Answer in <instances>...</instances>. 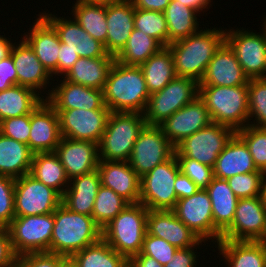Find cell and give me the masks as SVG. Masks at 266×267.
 Instances as JSON below:
<instances>
[{
	"label": "cell",
	"instance_id": "obj_35",
	"mask_svg": "<svg viewBox=\"0 0 266 267\" xmlns=\"http://www.w3.org/2000/svg\"><path fill=\"white\" fill-rule=\"evenodd\" d=\"M43 100L34 90L20 85L0 91V122L31 114Z\"/></svg>",
	"mask_w": 266,
	"mask_h": 267
},
{
	"label": "cell",
	"instance_id": "obj_30",
	"mask_svg": "<svg viewBox=\"0 0 266 267\" xmlns=\"http://www.w3.org/2000/svg\"><path fill=\"white\" fill-rule=\"evenodd\" d=\"M215 248L227 267H266V241L220 240Z\"/></svg>",
	"mask_w": 266,
	"mask_h": 267
},
{
	"label": "cell",
	"instance_id": "obj_46",
	"mask_svg": "<svg viewBox=\"0 0 266 267\" xmlns=\"http://www.w3.org/2000/svg\"><path fill=\"white\" fill-rule=\"evenodd\" d=\"M180 171L188 176L200 189H206L214 178L213 167L185 156H176Z\"/></svg>",
	"mask_w": 266,
	"mask_h": 267
},
{
	"label": "cell",
	"instance_id": "obj_12",
	"mask_svg": "<svg viewBox=\"0 0 266 267\" xmlns=\"http://www.w3.org/2000/svg\"><path fill=\"white\" fill-rule=\"evenodd\" d=\"M175 147L157 125H145L140 131L128 160L134 171L143 177L157 165L170 159Z\"/></svg>",
	"mask_w": 266,
	"mask_h": 267
},
{
	"label": "cell",
	"instance_id": "obj_52",
	"mask_svg": "<svg viewBox=\"0 0 266 267\" xmlns=\"http://www.w3.org/2000/svg\"><path fill=\"white\" fill-rule=\"evenodd\" d=\"M16 261L8 228L0 226V267H16Z\"/></svg>",
	"mask_w": 266,
	"mask_h": 267
},
{
	"label": "cell",
	"instance_id": "obj_54",
	"mask_svg": "<svg viewBox=\"0 0 266 267\" xmlns=\"http://www.w3.org/2000/svg\"><path fill=\"white\" fill-rule=\"evenodd\" d=\"M17 85V72L11 55L0 61V91Z\"/></svg>",
	"mask_w": 266,
	"mask_h": 267
},
{
	"label": "cell",
	"instance_id": "obj_20",
	"mask_svg": "<svg viewBox=\"0 0 266 267\" xmlns=\"http://www.w3.org/2000/svg\"><path fill=\"white\" fill-rule=\"evenodd\" d=\"M62 79L58 81L56 78L58 83L51 86V93L46 99L55 110H109L104 104L103 90L74 84L63 77Z\"/></svg>",
	"mask_w": 266,
	"mask_h": 267
},
{
	"label": "cell",
	"instance_id": "obj_41",
	"mask_svg": "<svg viewBox=\"0 0 266 267\" xmlns=\"http://www.w3.org/2000/svg\"><path fill=\"white\" fill-rule=\"evenodd\" d=\"M129 203L112 189L100 186L92 212L96 225L102 230L114 219Z\"/></svg>",
	"mask_w": 266,
	"mask_h": 267
},
{
	"label": "cell",
	"instance_id": "obj_45",
	"mask_svg": "<svg viewBox=\"0 0 266 267\" xmlns=\"http://www.w3.org/2000/svg\"><path fill=\"white\" fill-rule=\"evenodd\" d=\"M264 172L237 174L226 179L238 199L262 195Z\"/></svg>",
	"mask_w": 266,
	"mask_h": 267
},
{
	"label": "cell",
	"instance_id": "obj_28",
	"mask_svg": "<svg viewBox=\"0 0 266 267\" xmlns=\"http://www.w3.org/2000/svg\"><path fill=\"white\" fill-rule=\"evenodd\" d=\"M262 172L257 169L246 143L235 133L228 141L213 167L218 179H228L237 174Z\"/></svg>",
	"mask_w": 266,
	"mask_h": 267
},
{
	"label": "cell",
	"instance_id": "obj_33",
	"mask_svg": "<svg viewBox=\"0 0 266 267\" xmlns=\"http://www.w3.org/2000/svg\"><path fill=\"white\" fill-rule=\"evenodd\" d=\"M32 157L27 144L0 133V175L18 179L30 173Z\"/></svg>",
	"mask_w": 266,
	"mask_h": 267
},
{
	"label": "cell",
	"instance_id": "obj_14",
	"mask_svg": "<svg viewBox=\"0 0 266 267\" xmlns=\"http://www.w3.org/2000/svg\"><path fill=\"white\" fill-rule=\"evenodd\" d=\"M176 217L201 240L217 244L221 233L214 227L212 205L206 189H199L190 197L178 199L172 209Z\"/></svg>",
	"mask_w": 266,
	"mask_h": 267
},
{
	"label": "cell",
	"instance_id": "obj_6",
	"mask_svg": "<svg viewBox=\"0 0 266 267\" xmlns=\"http://www.w3.org/2000/svg\"><path fill=\"white\" fill-rule=\"evenodd\" d=\"M146 125L144 114L111 112L98 144L99 159L128 161L140 131Z\"/></svg>",
	"mask_w": 266,
	"mask_h": 267
},
{
	"label": "cell",
	"instance_id": "obj_62",
	"mask_svg": "<svg viewBox=\"0 0 266 267\" xmlns=\"http://www.w3.org/2000/svg\"><path fill=\"white\" fill-rule=\"evenodd\" d=\"M262 199L266 206V174H264L263 186H262Z\"/></svg>",
	"mask_w": 266,
	"mask_h": 267
},
{
	"label": "cell",
	"instance_id": "obj_18",
	"mask_svg": "<svg viewBox=\"0 0 266 267\" xmlns=\"http://www.w3.org/2000/svg\"><path fill=\"white\" fill-rule=\"evenodd\" d=\"M10 55L17 72V85L34 90L46 100L51 90L47 91L45 89L49 88L47 86L52 83L54 84L55 79L38 60L29 44L23 38L18 42H14Z\"/></svg>",
	"mask_w": 266,
	"mask_h": 267
},
{
	"label": "cell",
	"instance_id": "obj_32",
	"mask_svg": "<svg viewBox=\"0 0 266 267\" xmlns=\"http://www.w3.org/2000/svg\"><path fill=\"white\" fill-rule=\"evenodd\" d=\"M206 190L211 200L214 227L223 234L233 222L239 199L224 179L214 177Z\"/></svg>",
	"mask_w": 266,
	"mask_h": 267
},
{
	"label": "cell",
	"instance_id": "obj_42",
	"mask_svg": "<svg viewBox=\"0 0 266 267\" xmlns=\"http://www.w3.org/2000/svg\"><path fill=\"white\" fill-rule=\"evenodd\" d=\"M134 28L168 46V26L163 12L135 8Z\"/></svg>",
	"mask_w": 266,
	"mask_h": 267
},
{
	"label": "cell",
	"instance_id": "obj_61",
	"mask_svg": "<svg viewBox=\"0 0 266 267\" xmlns=\"http://www.w3.org/2000/svg\"><path fill=\"white\" fill-rule=\"evenodd\" d=\"M60 267H78L71 257H67L60 265Z\"/></svg>",
	"mask_w": 266,
	"mask_h": 267
},
{
	"label": "cell",
	"instance_id": "obj_58",
	"mask_svg": "<svg viewBox=\"0 0 266 267\" xmlns=\"http://www.w3.org/2000/svg\"><path fill=\"white\" fill-rule=\"evenodd\" d=\"M176 1H179L180 3H182L187 7L197 10L201 14V12L202 13L207 12L208 8L210 9V7L212 6L211 1L213 0H176Z\"/></svg>",
	"mask_w": 266,
	"mask_h": 267
},
{
	"label": "cell",
	"instance_id": "obj_50",
	"mask_svg": "<svg viewBox=\"0 0 266 267\" xmlns=\"http://www.w3.org/2000/svg\"><path fill=\"white\" fill-rule=\"evenodd\" d=\"M67 257L51 252H32L17 256L16 267H60Z\"/></svg>",
	"mask_w": 266,
	"mask_h": 267
},
{
	"label": "cell",
	"instance_id": "obj_22",
	"mask_svg": "<svg viewBox=\"0 0 266 267\" xmlns=\"http://www.w3.org/2000/svg\"><path fill=\"white\" fill-rule=\"evenodd\" d=\"M55 153L58 155L69 180L97 169L100 161L98 144L91 141L62 137Z\"/></svg>",
	"mask_w": 266,
	"mask_h": 267
},
{
	"label": "cell",
	"instance_id": "obj_2",
	"mask_svg": "<svg viewBox=\"0 0 266 267\" xmlns=\"http://www.w3.org/2000/svg\"><path fill=\"white\" fill-rule=\"evenodd\" d=\"M149 92L139 66H127L114 61L103 88L104 104L111 112L144 114Z\"/></svg>",
	"mask_w": 266,
	"mask_h": 267
},
{
	"label": "cell",
	"instance_id": "obj_59",
	"mask_svg": "<svg viewBox=\"0 0 266 267\" xmlns=\"http://www.w3.org/2000/svg\"><path fill=\"white\" fill-rule=\"evenodd\" d=\"M12 40V41H11ZM13 40L4 35H0V61L10 55Z\"/></svg>",
	"mask_w": 266,
	"mask_h": 267
},
{
	"label": "cell",
	"instance_id": "obj_55",
	"mask_svg": "<svg viewBox=\"0 0 266 267\" xmlns=\"http://www.w3.org/2000/svg\"><path fill=\"white\" fill-rule=\"evenodd\" d=\"M175 194L178 199L190 197L200 188L181 171L177 174L174 183Z\"/></svg>",
	"mask_w": 266,
	"mask_h": 267
},
{
	"label": "cell",
	"instance_id": "obj_4",
	"mask_svg": "<svg viewBox=\"0 0 266 267\" xmlns=\"http://www.w3.org/2000/svg\"><path fill=\"white\" fill-rule=\"evenodd\" d=\"M199 97L213 123L230 127L235 132L249 125L248 85L199 86Z\"/></svg>",
	"mask_w": 266,
	"mask_h": 267
},
{
	"label": "cell",
	"instance_id": "obj_25",
	"mask_svg": "<svg viewBox=\"0 0 266 267\" xmlns=\"http://www.w3.org/2000/svg\"><path fill=\"white\" fill-rule=\"evenodd\" d=\"M147 233L177 248L194 247L201 241L172 210H148Z\"/></svg>",
	"mask_w": 266,
	"mask_h": 267
},
{
	"label": "cell",
	"instance_id": "obj_27",
	"mask_svg": "<svg viewBox=\"0 0 266 267\" xmlns=\"http://www.w3.org/2000/svg\"><path fill=\"white\" fill-rule=\"evenodd\" d=\"M135 7L131 0L106 4V52L116 56L126 45L134 29Z\"/></svg>",
	"mask_w": 266,
	"mask_h": 267
},
{
	"label": "cell",
	"instance_id": "obj_48",
	"mask_svg": "<svg viewBox=\"0 0 266 267\" xmlns=\"http://www.w3.org/2000/svg\"><path fill=\"white\" fill-rule=\"evenodd\" d=\"M15 179L0 175V226L8 227L15 218Z\"/></svg>",
	"mask_w": 266,
	"mask_h": 267
},
{
	"label": "cell",
	"instance_id": "obj_31",
	"mask_svg": "<svg viewBox=\"0 0 266 267\" xmlns=\"http://www.w3.org/2000/svg\"><path fill=\"white\" fill-rule=\"evenodd\" d=\"M115 57L83 58L79 57L63 78L71 83L103 90L107 76Z\"/></svg>",
	"mask_w": 266,
	"mask_h": 267
},
{
	"label": "cell",
	"instance_id": "obj_57",
	"mask_svg": "<svg viewBox=\"0 0 266 267\" xmlns=\"http://www.w3.org/2000/svg\"><path fill=\"white\" fill-rule=\"evenodd\" d=\"M129 267H164L148 255H135L129 260Z\"/></svg>",
	"mask_w": 266,
	"mask_h": 267
},
{
	"label": "cell",
	"instance_id": "obj_56",
	"mask_svg": "<svg viewBox=\"0 0 266 267\" xmlns=\"http://www.w3.org/2000/svg\"><path fill=\"white\" fill-rule=\"evenodd\" d=\"M134 7L143 10L164 12L171 0H131Z\"/></svg>",
	"mask_w": 266,
	"mask_h": 267
},
{
	"label": "cell",
	"instance_id": "obj_53",
	"mask_svg": "<svg viewBox=\"0 0 266 267\" xmlns=\"http://www.w3.org/2000/svg\"><path fill=\"white\" fill-rule=\"evenodd\" d=\"M78 59L79 56L76 52L67 48L64 43H61L58 55V68L51 74L52 77L54 76V78L57 77L58 79V76L63 77L70 71Z\"/></svg>",
	"mask_w": 266,
	"mask_h": 267
},
{
	"label": "cell",
	"instance_id": "obj_13",
	"mask_svg": "<svg viewBox=\"0 0 266 267\" xmlns=\"http://www.w3.org/2000/svg\"><path fill=\"white\" fill-rule=\"evenodd\" d=\"M62 204V196L30 173L15 179V216L53 213Z\"/></svg>",
	"mask_w": 266,
	"mask_h": 267
},
{
	"label": "cell",
	"instance_id": "obj_24",
	"mask_svg": "<svg viewBox=\"0 0 266 267\" xmlns=\"http://www.w3.org/2000/svg\"><path fill=\"white\" fill-rule=\"evenodd\" d=\"M249 78L244 73L233 51L224 42L208 64L199 86L234 87L248 85Z\"/></svg>",
	"mask_w": 266,
	"mask_h": 267
},
{
	"label": "cell",
	"instance_id": "obj_15",
	"mask_svg": "<svg viewBox=\"0 0 266 267\" xmlns=\"http://www.w3.org/2000/svg\"><path fill=\"white\" fill-rule=\"evenodd\" d=\"M221 240L266 241V206L262 196L238 200L233 222Z\"/></svg>",
	"mask_w": 266,
	"mask_h": 267
},
{
	"label": "cell",
	"instance_id": "obj_16",
	"mask_svg": "<svg viewBox=\"0 0 266 267\" xmlns=\"http://www.w3.org/2000/svg\"><path fill=\"white\" fill-rule=\"evenodd\" d=\"M62 137L99 144L106 129L110 110H55Z\"/></svg>",
	"mask_w": 266,
	"mask_h": 267
},
{
	"label": "cell",
	"instance_id": "obj_26",
	"mask_svg": "<svg viewBox=\"0 0 266 267\" xmlns=\"http://www.w3.org/2000/svg\"><path fill=\"white\" fill-rule=\"evenodd\" d=\"M23 31V38L32 48L38 60L52 74L58 68L61 41L55 29L40 15Z\"/></svg>",
	"mask_w": 266,
	"mask_h": 267
},
{
	"label": "cell",
	"instance_id": "obj_3",
	"mask_svg": "<svg viewBox=\"0 0 266 267\" xmlns=\"http://www.w3.org/2000/svg\"><path fill=\"white\" fill-rule=\"evenodd\" d=\"M50 252L72 257L78 251L102 238V230L92 216L70 211L61 204L54 212Z\"/></svg>",
	"mask_w": 266,
	"mask_h": 267
},
{
	"label": "cell",
	"instance_id": "obj_37",
	"mask_svg": "<svg viewBox=\"0 0 266 267\" xmlns=\"http://www.w3.org/2000/svg\"><path fill=\"white\" fill-rule=\"evenodd\" d=\"M163 13L168 26V45L201 30L196 17L200 13L179 1L171 0Z\"/></svg>",
	"mask_w": 266,
	"mask_h": 267
},
{
	"label": "cell",
	"instance_id": "obj_29",
	"mask_svg": "<svg viewBox=\"0 0 266 267\" xmlns=\"http://www.w3.org/2000/svg\"><path fill=\"white\" fill-rule=\"evenodd\" d=\"M101 186L100 175L95 169L90 173L69 180L62 195V204L70 211L92 216L94 201Z\"/></svg>",
	"mask_w": 266,
	"mask_h": 267
},
{
	"label": "cell",
	"instance_id": "obj_34",
	"mask_svg": "<svg viewBox=\"0 0 266 267\" xmlns=\"http://www.w3.org/2000/svg\"><path fill=\"white\" fill-rule=\"evenodd\" d=\"M30 174L61 196L69 185L65 169L55 152L33 154Z\"/></svg>",
	"mask_w": 266,
	"mask_h": 267
},
{
	"label": "cell",
	"instance_id": "obj_60",
	"mask_svg": "<svg viewBox=\"0 0 266 267\" xmlns=\"http://www.w3.org/2000/svg\"><path fill=\"white\" fill-rule=\"evenodd\" d=\"M77 1H82L87 3L110 4V3H117L122 0H77Z\"/></svg>",
	"mask_w": 266,
	"mask_h": 267
},
{
	"label": "cell",
	"instance_id": "obj_38",
	"mask_svg": "<svg viewBox=\"0 0 266 267\" xmlns=\"http://www.w3.org/2000/svg\"><path fill=\"white\" fill-rule=\"evenodd\" d=\"M72 15L79 25L106 50L107 20L106 4L77 1L72 3Z\"/></svg>",
	"mask_w": 266,
	"mask_h": 267
},
{
	"label": "cell",
	"instance_id": "obj_5",
	"mask_svg": "<svg viewBox=\"0 0 266 267\" xmlns=\"http://www.w3.org/2000/svg\"><path fill=\"white\" fill-rule=\"evenodd\" d=\"M147 217L148 209L143 204H128L102 229V238L130 260L141 252L147 233Z\"/></svg>",
	"mask_w": 266,
	"mask_h": 267
},
{
	"label": "cell",
	"instance_id": "obj_1",
	"mask_svg": "<svg viewBox=\"0 0 266 267\" xmlns=\"http://www.w3.org/2000/svg\"><path fill=\"white\" fill-rule=\"evenodd\" d=\"M206 29V30H205ZM196 34L170 43L176 76L188 77L198 83L204 77L215 52L225 42V30L205 27Z\"/></svg>",
	"mask_w": 266,
	"mask_h": 267
},
{
	"label": "cell",
	"instance_id": "obj_43",
	"mask_svg": "<svg viewBox=\"0 0 266 267\" xmlns=\"http://www.w3.org/2000/svg\"><path fill=\"white\" fill-rule=\"evenodd\" d=\"M248 106L249 125L266 128V78L249 79Z\"/></svg>",
	"mask_w": 266,
	"mask_h": 267
},
{
	"label": "cell",
	"instance_id": "obj_11",
	"mask_svg": "<svg viewBox=\"0 0 266 267\" xmlns=\"http://www.w3.org/2000/svg\"><path fill=\"white\" fill-rule=\"evenodd\" d=\"M235 133L230 127L212 122L180 142L174 154L214 167L218 155Z\"/></svg>",
	"mask_w": 266,
	"mask_h": 267
},
{
	"label": "cell",
	"instance_id": "obj_51",
	"mask_svg": "<svg viewBox=\"0 0 266 267\" xmlns=\"http://www.w3.org/2000/svg\"><path fill=\"white\" fill-rule=\"evenodd\" d=\"M204 244H203V243ZM206 241L201 240L196 246L194 247H187V248H178L174 254L173 259L164 267H197L196 264L200 261L198 254L201 252H197V248H202V244L206 246ZM200 245V246H199ZM196 249V250H195Z\"/></svg>",
	"mask_w": 266,
	"mask_h": 267
},
{
	"label": "cell",
	"instance_id": "obj_10",
	"mask_svg": "<svg viewBox=\"0 0 266 267\" xmlns=\"http://www.w3.org/2000/svg\"><path fill=\"white\" fill-rule=\"evenodd\" d=\"M54 214L15 216L7 227L14 253L50 252Z\"/></svg>",
	"mask_w": 266,
	"mask_h": 267
},
{
	"label": "cell",
	"instance_id": "obj_17",
	"mask_svg": "<svg viewBox=\"0 0 266 267\" xmlns=\"http://www.w3.org/2000/svg\"><path fill=\"white\" fill-rule=\"evenodd\" d=\"M39 14L55 29L61 43L76 52L79 57H115L108 54L104 45L92 38L73 16L59 17L55 15L56 13L49 12L48 9Z\"/></svg>",
	"mask_w": 266,
	"mask_h": 267
},
{
	"label": "cell",
	"instance_id": "obj_23",
	"mask_svg": "<svg viewBox=\"0 0 266 267\" xmlns=\"http://www.w3.org/2000/svg\"><path fill=\"white\" fill-rule=\"evenodd\" d=\"M101 185L112 189L129 204L140 201L141 177L128 161L100 160L97 166Z\"/></svg>",
	"mask_w": 266,
	"mask_h": 267
},
{
	"label": "cell",
	"instance_id": "obj_40",
	"mask_svg": "<svg viewBox=\"0 0 266 267\" xmlns=\"http://www.w3.org/2000/svg\"><path fill=\"white\" fill-rule=\"evenodd\" d=\"M161 48L163 46L156 39L134 28L115 60L127 66H140Z\"/></svg>",
	"mask_w": 266,
	"mask_h": 267
},
{
	"label": "cell",
	"instance_id": "obj_49",
	"mask_svg": "<svg viewBox=\"0 0 266 267\" xmlns=\"http://www.w3.org/2000/svg\"><path fill=\"white\" fill-rule=\"evenodd\" d=\"M31 114L4 119L0 122V133L28 145Z\"/></svg>",
	"mask_w": 266,
	"mask_h": 267
},
{
	"label": "cell",
	"instance_id": "obj_7",
	"mask_svg": "<svg viewBox=\"0 0 266 267\" xmlns=\"http://www.w3.org/2000/svg\"><path fill=\"white\" fill-rule=\"evenodd\" d=\"M260 32L242 28L225 29V43L235 54L244 73L251 78H266V17Z\"/></svg>",
	"mask_w": 266,
	"mask_h": 267
},
{
	"label": "cell",
	"instance_id": "obj_36",
	"mask_svg": "<svg viewBox=\"0 0 266 267\" xmlns=\"http://www.w3.org/2000/svg\"><path fill=\"white\" fill-rule=\"evenodd\" d=\"M139 67L150 95L161 91L176 77L173 55L168 46L161 48Z\"/></svg>",
	"mask_w": 266,
	"mask_h": 267
},
{
	"label": "cell",
	"instance_id": "obj_39",
	"mask_svg": "<svg viewBox=\"0 0 266 267\" xmlns=\"http://www.w3.org/2000/svg\"><path fill=\"white\" fill-rule=\"evenodd\" d=\"M71 258L78 267H129V260L103 238L78 251Z\"/></svg>",
	"mask_w": 266,
	"mask_h": 267
},
{
	"label": "cell",
	"instance_id": "obj_21",
	"mask_svg": "<svg viewBox=\"0 0 266 267\" xmlns=\"http://www.w3.org/2000/svg\"><path fill=\"white\" fill-rule=\"evenodd\" d=\"M61 138L58 114L43 100L31 113L28 147L33 154L55 152Z\"/></svg>",
	"mask_w": 266,
	"mask_h": 267
},
{
	"label": "cell",
	"instance_id": "obj_9",
	"mask_svg": "<svg viewBox=\"0 0 266 267\" xmlns=\"http://www.w3.org/2000/svg\"><path fill=\"white\" fill-rule=\"evenodd\" d=\"M180 172L175 154L141 177L139 203L148 210H172L178 200L174 183Z\"/></svg>",
	"mask_w": 266,
	"mask_h": 267
},
{
	"label": "cell",
	"instance_id": "obj_47",
	"mask_svg": "<svg viewBox=\"0 0 266 267\" xmlns=\"http://www.w3.org/2000/svg\"><path fill=\"white\" fill-rule=\"evenodd\" d=\"M177 249L166 240L146 233L141 252L137 255L151 256L164 266L173 259Z\"/></svg>",
	"mask_w": 266,
	"mask_h": 267
},
{
	"label": "cell",
	"instance_id": "obj_19",
	"mask_svg": "<svg viewBox=\"0 0 266 267\" xmlns=\"http://www.w3.org/2000/svg\"><path fill=\"white\" fill-rule=\"evenodd\" d=\"M212 123L209 111L198 96L176 111L159 126L164 135L176 147L187 137Z\"/></svg>",
	"mask_w": 266,
	"mask_h": 267
},
{
	"label": "cell",
	"instance_id": "obj_44",
	"mask_svg": "<svg viewBox=\"0 0 266 267\" xmlns=\"http://www.w3.org/2000/svg\"><path fill=\"white\" fill-rule=\"evenodd\" d=\"M236 134L246 143L257 169L266 173V128L247 125Z\"/></svg>",
	"mask_w": 266,
	"mask_h": 267
},
{
	"label": "cell",
	"instance_id": "obj_8",
	"mask_svg": "<svg viewBox=\"0 0 266 267\" xmlns=\"http://www.w3.org/2000/svg\"><path fill=\"white\" fill-rule=\"evenodd\" d=\"M198 96L199 83L196 80L176 76L161 91L149 96L144 112L146 124L159 126Z\"/></svg>",
	"mask_w": 266,
	"mask_h": 267
}]
</instances>
